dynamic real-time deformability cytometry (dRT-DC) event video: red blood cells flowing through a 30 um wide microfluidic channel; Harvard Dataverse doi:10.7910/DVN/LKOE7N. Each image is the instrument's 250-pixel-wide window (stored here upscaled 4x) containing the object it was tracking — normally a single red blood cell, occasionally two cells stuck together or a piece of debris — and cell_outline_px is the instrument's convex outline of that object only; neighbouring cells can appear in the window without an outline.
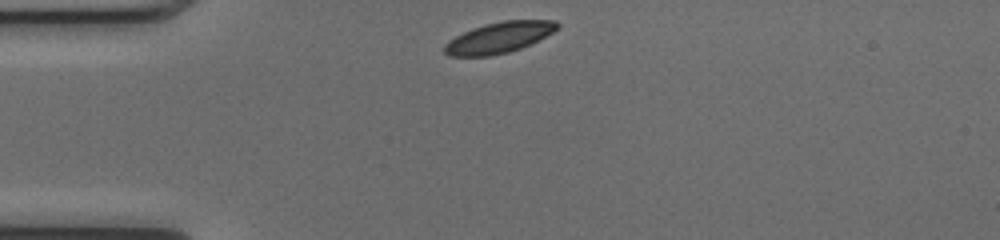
{"species": "common noctule bat (a hibernating species)", "species_latin": "Nyctalus noctula", "temperature_condition": "cold", "stored_images_in_passage": 40, "camera_frame_rate_fps": 3000, "um_per_image_px": 0.085, "animal": {"sex": "female", "body_mass_g": 17.0, "forearm_length_mm": 48.0}, "frame": {"image": 1, "passage_image": 1, "time_ms": 0.0, "image_size_px": [1000, 240], "cell_outline_px": [[560, 28], [520, 48], [508, 52], [488, 56], [448, 56], [444, 52], [444, 44], [448, 40], [472, 28], [484, 24], [504, 20], [556, 20], [560, 24]], "centroid_in_image_um": [42.39, 3.18], "position_along_channel_um": 42.6, "area_um2": 20.17}}
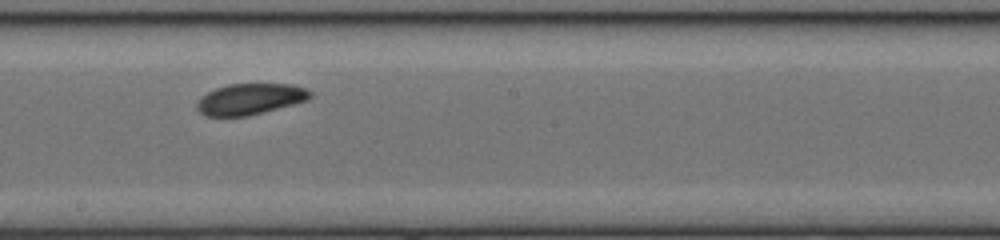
{"frame": {"image": 2, "passage_image": 17, "time_ms": 5.333, "image_size_px": [1000, 240], "cell_outline_px": [[312, 96], [308, 100], [248, 116], [204, 116], [196, 108], [196, 104], [208, 92], [216, 88], [228, 84], [292, 84], [304, 88], [312, 92]], "centroid_in_image_um": [21.27, 8.42], "position_along_channel_um": 226.9, "area_um2": 20.35}}
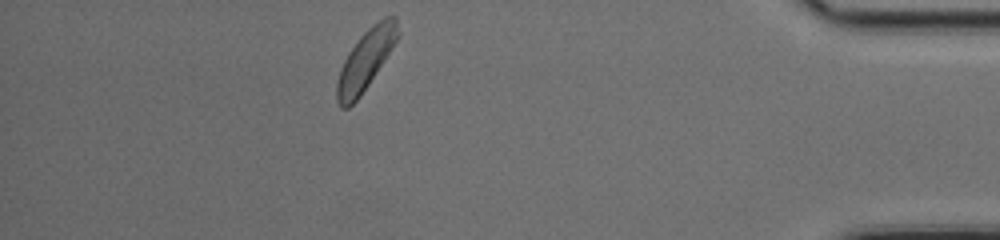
{"frame": {"image": 3, "passage_image": 34, "time_ms": 11.0, "image_size_px": [1000, 240], "cell_outline_px": [[400, 36], [360, 96], [348, 108], [340, 108], [336, 100], [336, 84], [340, 68], [348, 52], [360, 36], [372, 24], [384, 16], [396, 16], [400, 32]], "centroid_in_image_um": [31.08, 5.07], "position_along_channel_um": 404.1, "area_um2": 21.27}, "authors_computed_cell_mechanics": {"area_um2": 20.9525, "velocity_mm_per_s": 3.9718, "shape_relaxation_time_tau1_ms": 2.76, "shape_relaxation_time_tau2_ms": null, "deformation_change_tau1": 0.0754, "deformation_change_tau2": null}}